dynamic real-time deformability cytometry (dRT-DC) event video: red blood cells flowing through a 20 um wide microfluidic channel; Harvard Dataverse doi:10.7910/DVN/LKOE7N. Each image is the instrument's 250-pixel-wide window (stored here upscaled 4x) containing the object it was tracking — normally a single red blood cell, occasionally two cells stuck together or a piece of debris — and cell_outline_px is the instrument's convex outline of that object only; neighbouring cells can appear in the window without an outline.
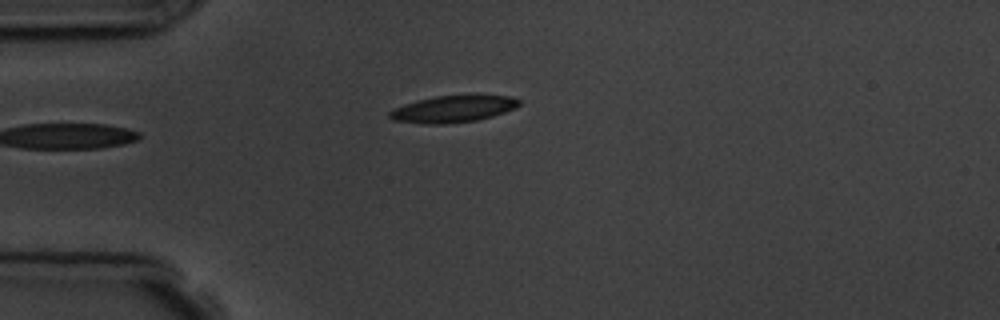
{"species": "common noctule bat (a hibernating species)", "species_latin": "Nyctalus noctula", "temperature_condition": "room temperature", "stored_images_in_passage": 5, "camera_frame_rate_fps": 3000, "um_per_image_px": 0.085, "animal": {"sex": "male", "body_mass_g": 19.5, "forearm_length_mm": 54.6}, "frame": {"image": 1, "passage_image": 5, "time_ms": 5.333, "image_size_px": [1000, 320], "cell_outline_px": [[520, 104], [516, 108], [492, 116], [476, 120], [444, 124], [424, 124], [392, 120], [388, 116], [388, 112], [392, 108], [416, 100], [436, 96], [468, 92], [476, 92], [512, 96], [520, 100]], "centroid_in_image_um": [38.56, 9.2], "position_along_channel_um": 46.4, "area_um2": 21.33}}